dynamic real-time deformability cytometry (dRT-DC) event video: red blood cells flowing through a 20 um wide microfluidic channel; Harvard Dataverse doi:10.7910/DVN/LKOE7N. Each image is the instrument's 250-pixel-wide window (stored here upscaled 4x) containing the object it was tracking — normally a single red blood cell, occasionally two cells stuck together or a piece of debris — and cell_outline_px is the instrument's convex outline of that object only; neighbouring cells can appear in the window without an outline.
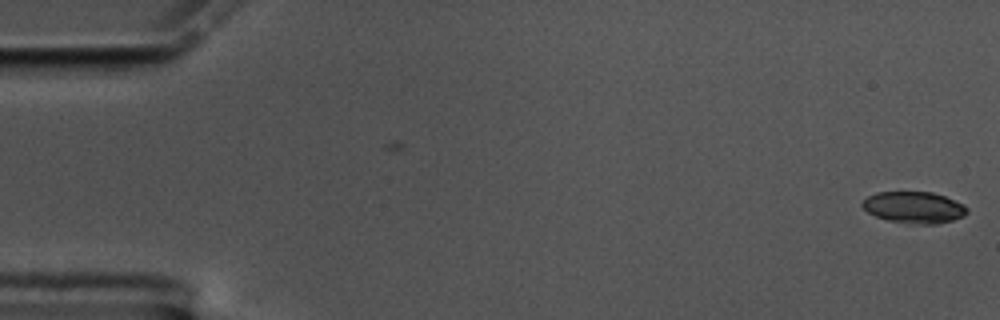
{"species": "common noctule bat (a hibernating species)", "species_latin": "Nyctalus noctula", "temperature_condition": "cold", "stored_images_in_passage": 5, "camera_frame_rate_fps": 3000, "um_per_image_px": 0.085, "animal": {"sex": "male", "body_mass_g": 17.5, "forearm_length_mm": 52.3}, "frame": {"image": 1, "passage_image": 5, "time_ms": 1.333, "image_size_px": [1000, 320], "cell_outline_px": [[968, 212], [964, 216], [952, 220], [936, 224], [920, 224], [888, 220], [876, 216], [868, 212], [860, 204], [868, 196], [876, 192], [932, 192], [944, 196], [964, 204], [968, 208]], "centroid_in_image_um": [77.71, 17.62], "position_along_channel_um": 7.3, "area_um2": 19.13}}